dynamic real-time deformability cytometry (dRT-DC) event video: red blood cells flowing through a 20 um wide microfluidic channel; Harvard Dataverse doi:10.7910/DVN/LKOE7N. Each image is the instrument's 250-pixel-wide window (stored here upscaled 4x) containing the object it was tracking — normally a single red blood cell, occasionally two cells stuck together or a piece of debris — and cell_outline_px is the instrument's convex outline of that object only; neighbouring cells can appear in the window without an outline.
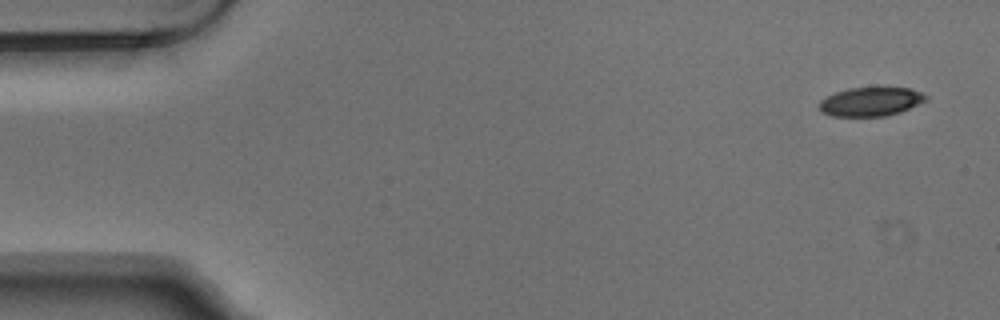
{"species": "Egyptian fruit bat (a non-hibernating species)", "species_latin": "Rousettus aegyptiacus", "temperature_condition": "warm", "stored_images_in_passage": 5, "camera_frame_rate_fps": 3000, "um_per_image_px": 0.085, "animal": {"sex": "male"}, "frame": {"image": 1, "passage_image": 1, "time_ms": 0.0, "image_size_px": [1000, 320], "cell_outline_px": [[928, 100], [900, 112], [888, 116], [832, 116], [824, 112], [816, 104], [820, 100], [836, 92], [848, 88], [908, 88], [924, 92], [928, 96]], "centroid_in_image_um": [74.04, 8.64], "position_along_channel_um": 11.0, "area_um2": 17.98}}